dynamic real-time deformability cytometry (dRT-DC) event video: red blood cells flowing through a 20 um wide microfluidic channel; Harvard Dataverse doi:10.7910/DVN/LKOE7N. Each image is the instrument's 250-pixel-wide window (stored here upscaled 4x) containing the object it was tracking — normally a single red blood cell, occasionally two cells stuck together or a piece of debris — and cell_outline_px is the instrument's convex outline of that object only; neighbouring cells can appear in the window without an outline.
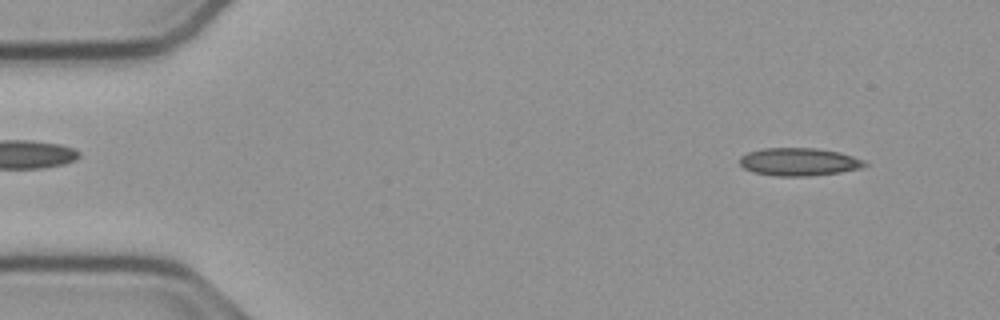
{"species": "common noctule bat (a hibernating species)", "species_latin": "Nyctalus noctula", "temperature_condition": "cold", "stored_images_in_passage": 14, "camera_frame_rate_fps": 3000, "um_per_image_px": 0.085, "animal": {"sex": "male", "body_mass_g": 23.1, "forearm_length_mm": 52.7}, "frame": {"image": 1, "passage_image": 4, "time_ms": 1.0, "image_size_px": [1000, 320], "cell_outline_px": [[868, 164], [864, 168], [840, 172], [808, 176], [776, 176], [752, 172], [744, 168], [740, 164], [740, 156], [748, 152], [764, 148], [816, 148], [840, 152], [868, 160]], "centroid_in_image_um": [67.97, 13.75], "position_along_channel_um": 17.0, "area_um2": 20.58}}